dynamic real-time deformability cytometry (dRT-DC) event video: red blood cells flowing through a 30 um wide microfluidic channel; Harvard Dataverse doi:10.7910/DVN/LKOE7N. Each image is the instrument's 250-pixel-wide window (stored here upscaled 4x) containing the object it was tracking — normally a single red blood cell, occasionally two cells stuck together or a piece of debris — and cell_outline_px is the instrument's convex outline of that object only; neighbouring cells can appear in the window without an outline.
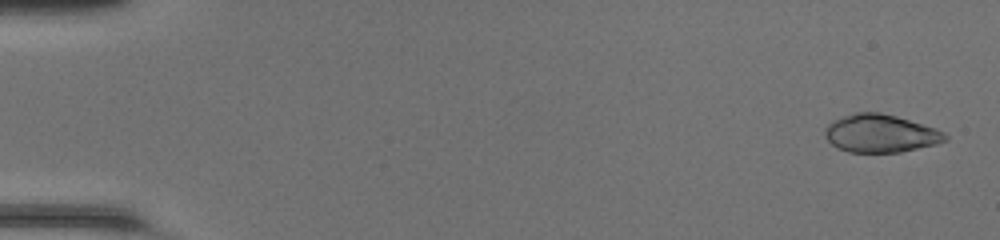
{"species": "common noctule bat (a hibernating species)", "species_latin": "Nyctalus noctula", "temperature_condition": "room temperature", "stored_images_in_passage": 48, "camera_frame_rate_fps": 3000, "um_per_image_px": 0.085, "animal": {"sex": "female", "body_mass_g": 20.0, "forearm_length_mm": 54.0}, "frame": {"image": 1, "passage_image": 2, "time_ms": 0.333, "image_size_px": [1000, 240], "cell_outline_px": [[948, 140], [936, 144], [900, 152], [848, 152], [836, 148], [824, 136], [824, 128], [832, 120], [856, 112], [880, 112], [896, 116], [936, 128], [944, 132], [948, 136]], "centroid_in_image_um": [74.83, 11.34], "position_along_channel_um": 10.2, "area_um2": 26.7}}
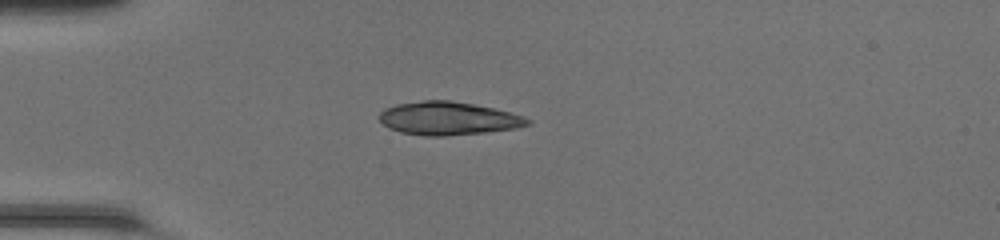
{"frame": {"image": 2, "passage_image": 14, "time_ms": 4.333, "image_size_px": [1000, 240], "cell_outline_px": [[532, 124], [516, 128], [484, 132], [448, 136], [424, 136], [400, 132], [388, 128], [380, 120], [380, 112], [384, 108], [396, 104], [424, 100], [452, 100], [492, 108], [524, 116], [532, 120]], "centroid_in_image_um": [38.09, 10.07], "position_along_channel_um": 46.9, "area_um2": 28.73}}
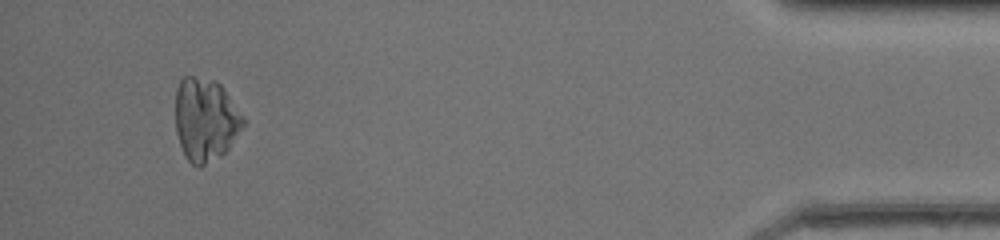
{"frame": {"image": 3, "passage_image": 46, "time_ms": 15.0, "image_size_px": [1000, 240], "cell_outline_px": [[248, 120], [244, 128], [228, 148], [220, 156], [200, 168], [196, 168], [184, 156], [176, 132], [176, 88], [180, 80], [184, 76], [192, 76], [216, 80], [224, 88]], "centroid_in_image_um": [17.5, 10.17], "position_along_channel_um": 417.7, "area_um2": 33.47}}